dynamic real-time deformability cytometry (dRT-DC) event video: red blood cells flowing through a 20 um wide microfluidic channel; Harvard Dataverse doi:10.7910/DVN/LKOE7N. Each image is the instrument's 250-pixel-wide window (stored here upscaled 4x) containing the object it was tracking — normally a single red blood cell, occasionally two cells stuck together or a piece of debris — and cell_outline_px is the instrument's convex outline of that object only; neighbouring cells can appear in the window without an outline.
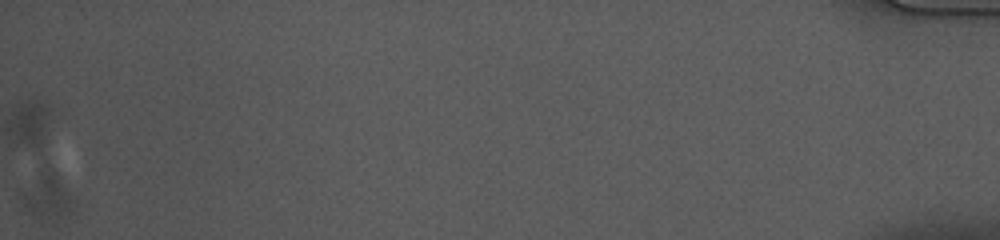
{"species": "common noctule bat (a hibernating species)", "species_latin": "Nyctalus noctula", "temperature_condition": "cold", "stored_images_in_passage": 50, "segment_of_instrument_passage": [3, 3], "camera_frame_rate_fps": 3000, "um_per_image_px": 0.085, "animal": {"sex": "female", "body_mass_g": 10.0, "forearm_length_mm": 53.1}, "frame": {"image": 1, "passage_image": 50, "time_ms": 16.333, "image_size_px": [1000, 240], "cell_outline_px": [[72, 212], [48, 220], [32, 212], [20, 200], [20, 196], [44, 164], [56, 176], [68, 196], [72, 204]], "centroid_in_image_um": [3.95, 16.65], "position_along_channel_um": 431.2, "area_um2": 12.43}}